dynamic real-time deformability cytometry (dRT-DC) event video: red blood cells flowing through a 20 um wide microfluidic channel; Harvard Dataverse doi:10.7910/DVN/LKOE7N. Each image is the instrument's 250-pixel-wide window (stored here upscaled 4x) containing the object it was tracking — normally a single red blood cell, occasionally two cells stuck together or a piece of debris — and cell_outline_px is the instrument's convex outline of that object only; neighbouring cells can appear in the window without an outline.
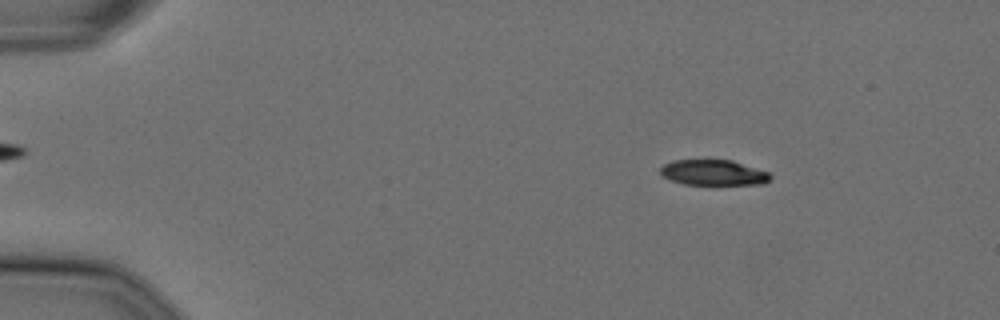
{"species": "Egyptian fruit bat (a non-hibernating species)", "species_latin": "Rousettus aegyptiacus", "temperature_condition": "cold", "stored_images_in_passage": 56, "camera_frame_rate_fps": 3000, "um_per_image_px": 0.085, "animal": {"sex": "female"}, "frame": {"image": 1, "passage_image": 8, "time_ms": 2.333, "image_size_px": [1000, 320], "cell_outline_px": [[772, 176], [764, 184], [684, 184], [672, 180], [664, 176], [660, 172], [660, 168], [664, 164], [672, 160], [704, 156], [708, 156], [732, 160], [768, 172]], "centroid_in_image_um": [60.59, 14.6], "position_along_channel_um": 24.4, "area_um2": 17.05}}
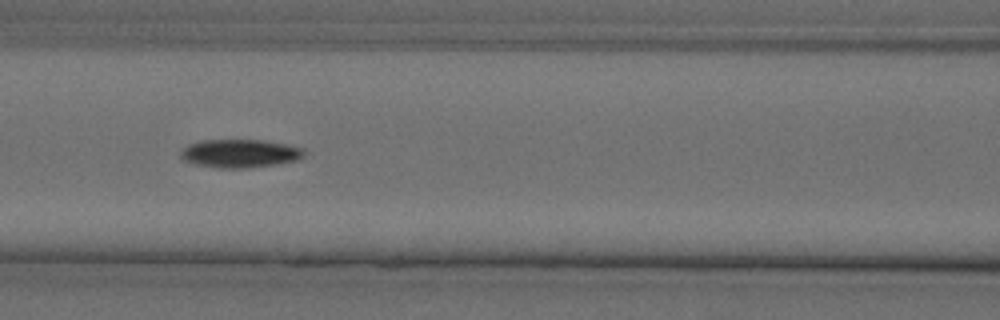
{"frame": {"image": 2, "passage_image": 25, "time_ms": 8.0, "image_size_px": [1000, 320], "cell_outline_px": [[304, 156], [296, 160], [276, 164], [248, 168], [216, 168], [196, 164], [184, 160], [180, 156], [180, 152], [188, 144], [200, 140], [260, 140], [284, 144], [304, 148]], "centroid_in_image_um": [20.37, 13.04], "position_along_channel_um": 146.2, "area_um2": 20.29}}
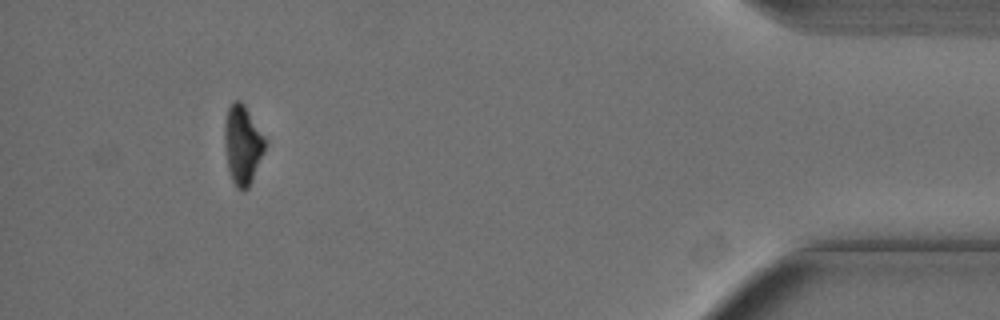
{"frame": {"image": 3, "passage_image": 52, "time_ms": 17.0, "image_size_px": [1000, 320], "cell_outline_px": [[264, 152], [252, 180], [248, 188], [244, 192], [236, 188], [232, 180], [228, 168], [224, 144], [224, 124], [228, 108], [232, 100], [240, 100], [244, 104], [264, 136]], "centroid_in_image_um": [20.59, 12.3], "position_along_channel_um": 414.6, "area_um2": 18.61}, "authors_computed_cell_mechanics": {"area_um2": 19.3919, "velocity_mm_per_s": 3.6256, "shape_relaxation_time_tau1_ms": 3.7957, "shape_relaxation_time_tau2_ms": null, "deformation_change_tau1": 0.14, "deformation_change_tau2": null}}